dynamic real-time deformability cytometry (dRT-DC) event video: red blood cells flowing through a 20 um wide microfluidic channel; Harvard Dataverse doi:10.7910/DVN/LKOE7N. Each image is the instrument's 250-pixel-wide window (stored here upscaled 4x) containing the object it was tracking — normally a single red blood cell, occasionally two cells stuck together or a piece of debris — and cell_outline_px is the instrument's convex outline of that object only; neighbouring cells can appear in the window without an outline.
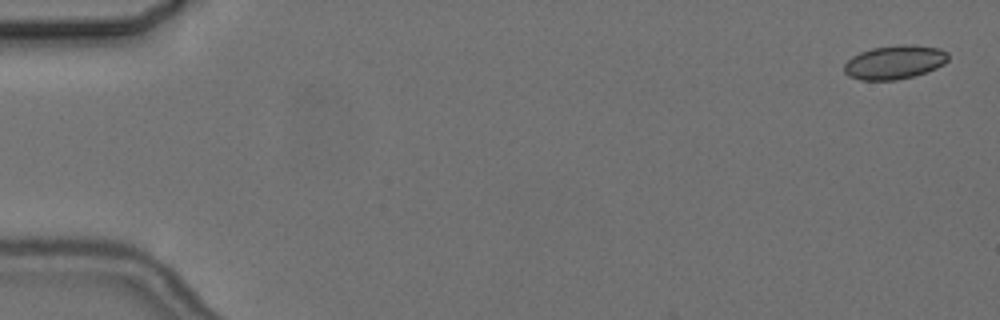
{"species": "common noctule bat (a hibernating species)", "species_latin": "Nyctalus noctula", "temperature_condition": "cold", "stored_images_in_passage": 10, "camera_frame_rate_fps": 3000, "um_per_image_px": 0.085, "animal": {"sex": "female", "body_mass_g": 24.6, "forearm_length_mm": 56.2}, "frame": {"image": 1, "passage_image": 1, "time_ms": 0.0, "image_size_px": [1000, 320], "cell_outline_px": [[948, 60], [944, 64], [936, 68], [912, 76], [896, 80], [860, 80], [848, 76], [844, 72], [844, 64], [852, 56], [860, 52], [872, 48], [900, 44], [908, 44], [940, 48], [948, 52]], "centroid_in_image_um": [76.03, 5.28], "position_along_channel_um": 9.0, "area_um2": 20.52}}
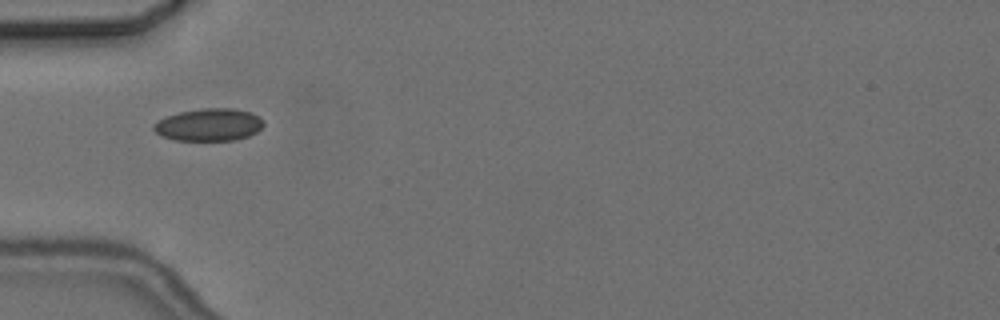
{"frame": {"image": 2, "passage_image": 5, "time_ms": 5.667, "image_size_px": [1000, 320], "cell_outline_px": [[264, 124], [256, 132], [248, 136], [236, 140], [172, 140], [160, 136], [152, 128], [152, 124], [168, 116], [180, 112], [200, 108], [232, 108], [252, 112], [260, 116], [264, 120]], "centroid_in_image_um": [17.77, 10.6], "position_along_channel_um": 67.2, "area_um2": 20.92}}
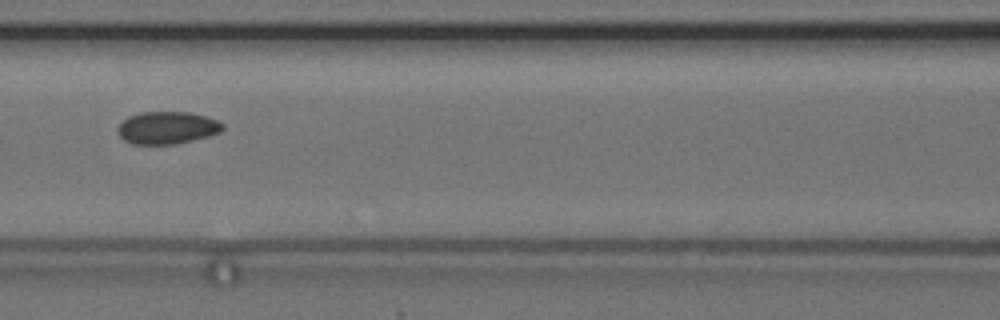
{"frame": {"image": 3, "passage_image": 7, "time_ms": 8.0, "image_size_px": [1000, 320], "cell_outline_px": [[224, 128], [220, 132], [208, 136], [176, 144], [132, 144], [124, 140], [120, 136], [120, 124], [128, 116], [140, 112], [188, 112], [204, 116], [216, 120], [224, 124]], "centroid_in_image_um": [14.22, 10.86], "position_along_channel_um": 152.4, "area_um2": 19.59}}